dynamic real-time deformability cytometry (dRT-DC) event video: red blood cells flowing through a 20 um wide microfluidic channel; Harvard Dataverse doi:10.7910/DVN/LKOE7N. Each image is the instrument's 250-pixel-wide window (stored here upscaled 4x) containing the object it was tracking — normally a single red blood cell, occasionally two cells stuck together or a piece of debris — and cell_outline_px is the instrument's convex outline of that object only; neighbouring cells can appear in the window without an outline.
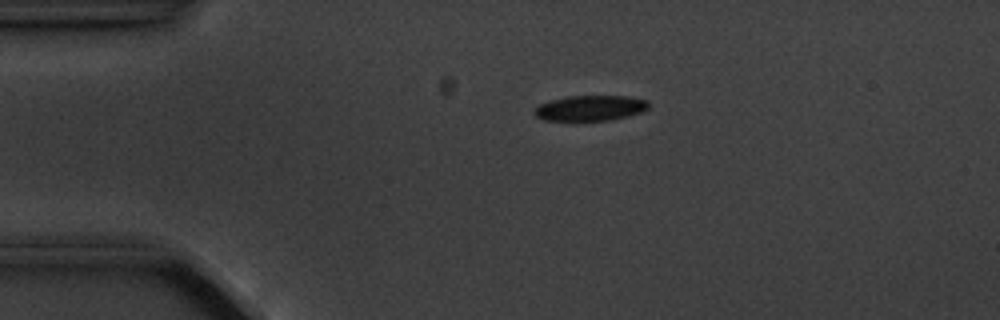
{"species": "common noctule bat (a hibernating species)", "species_latin": "Nyctalus noctula", "temperature_condition": "cold", "stored_images_in_passage": 4, "camera_frame_rate_fps": 3000, "um_per_image_px": 0.085, "animal": {"sex": "male", "body_mass_g": 20.1, "forearm_length_mm": 53.5}, "frame": {"image": 1, "passage_image": 3, "time_ms": 3.0, "image_size_px": [1000, 320], "cell_outline_px": [[648, 108], [640, 112], [628, 116], [612, 120], [572, 124], [544, 120], [536, 116], [532, 112], [540, 104], [552, 100], [568, 96], [628, 96], [648, 100]], "centroid_in_image_um": [50.12, 9.24], "position_along_channel_um": 34.9, "area_um2": 17.74}}